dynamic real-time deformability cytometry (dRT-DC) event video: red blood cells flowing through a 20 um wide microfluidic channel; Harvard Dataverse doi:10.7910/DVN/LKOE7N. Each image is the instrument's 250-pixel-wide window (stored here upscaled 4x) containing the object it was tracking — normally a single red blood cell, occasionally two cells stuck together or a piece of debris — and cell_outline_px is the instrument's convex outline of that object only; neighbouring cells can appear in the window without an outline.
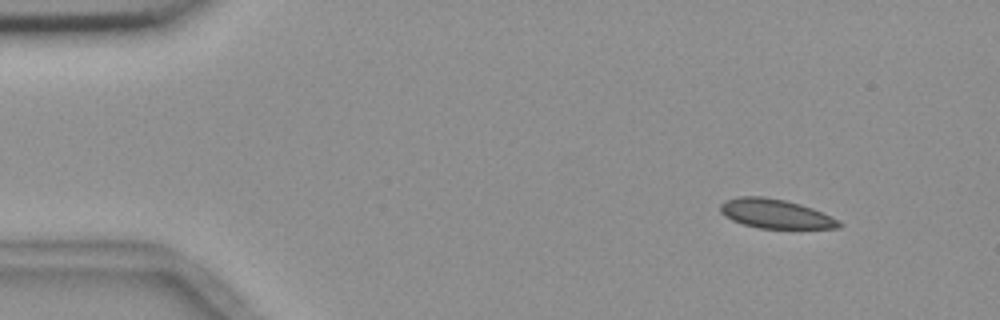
{"species": "common noctule bat (a hibernating species)", "species_latin": "Nyctalus noctula", "temperature_condition": "room temperature", "stored_images_in_passage": 4, "camera_frame_rate_fps": 3000, "um_per_image_px": 0.085, "animal": {"sex": "female", "body_mass_g": 18.4}, "frame": {"image": 1, "passage_image": 1, "time_ms": 0.0, "image_size_px": [1000, 320], "cell_outline_px": [[844, 224], [840, 228], [760, 228], [744, 224], [732, 220], [724, 216], [720, 212], [720, 204], [724, 200], [736, 196], [764, 196], [784, 200], [800, 204], [812, 208], [832, 216], [840, 220]], "centroid_in_image_um": [65.91, 18.16], "position_along_channel_um": 19.1, "area_um2": 20.35}}
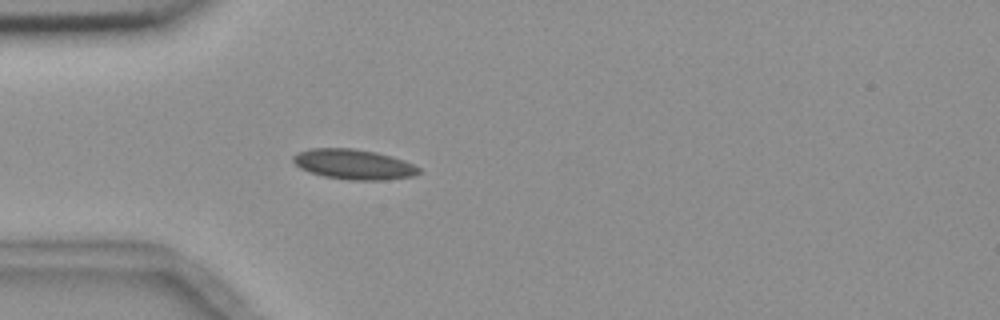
{"frame": {"image": 2, "passage_image": 4, "time_ms": 3.333, "image_size_px": [1000, 320], "cell_outline_px": [[420, 172], [412, 176], [384, 180], [348, 180], [324, 176], [308, 172], [300, 168], [292, 160], [292, 156], [296, 152], [312, 148], [352, 148], [376, 152], [392, 156], [404, 160], [420, 168]], "centroid_in_image_um": [30.03, 13.96], "position_along_channel_um": 55.0, "area_um2": 22.14}}